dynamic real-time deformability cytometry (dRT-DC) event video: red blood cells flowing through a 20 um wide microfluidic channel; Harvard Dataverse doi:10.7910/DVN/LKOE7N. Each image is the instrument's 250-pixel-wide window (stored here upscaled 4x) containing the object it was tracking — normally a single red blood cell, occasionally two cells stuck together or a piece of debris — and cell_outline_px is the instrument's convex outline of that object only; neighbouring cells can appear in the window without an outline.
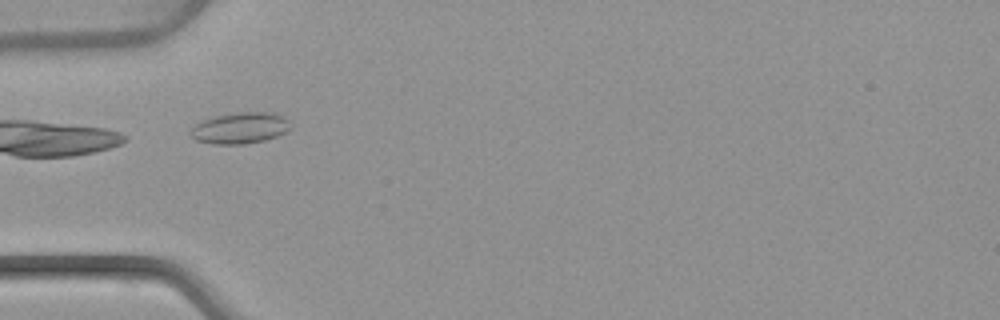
{"species": "common noctule bat (a hibernating species)", "species_latin": "Nyctalus noctula", "temperature_condition": "warm", "stored_images_in_passage": 2, "camera_frame_rate_fps": 3000, "um_per_image_px": 0.085, "animal": {"sex": "female", "body_mass_g": 22.7, "forearm_length_mm": 54.2}, "frame": {"image": 1, "passage_image": 1, "time_ms": 0.0, "image_size_px": [1000, 320], "cell_outline_px": [[288, 128], [284, 132], [276, 136], [264, 140], [244, 144], [212, 144], [196, 140], [192, 136], [192, 128], [196, 124], [204, 120], [216, 116], [240, 112], [272, 112], [284, 116], [288, 120]], "centroid_in_image_um": [20.41, 10.88], "position_along_channel_um": 64.6, "area_um2": 17.8}}